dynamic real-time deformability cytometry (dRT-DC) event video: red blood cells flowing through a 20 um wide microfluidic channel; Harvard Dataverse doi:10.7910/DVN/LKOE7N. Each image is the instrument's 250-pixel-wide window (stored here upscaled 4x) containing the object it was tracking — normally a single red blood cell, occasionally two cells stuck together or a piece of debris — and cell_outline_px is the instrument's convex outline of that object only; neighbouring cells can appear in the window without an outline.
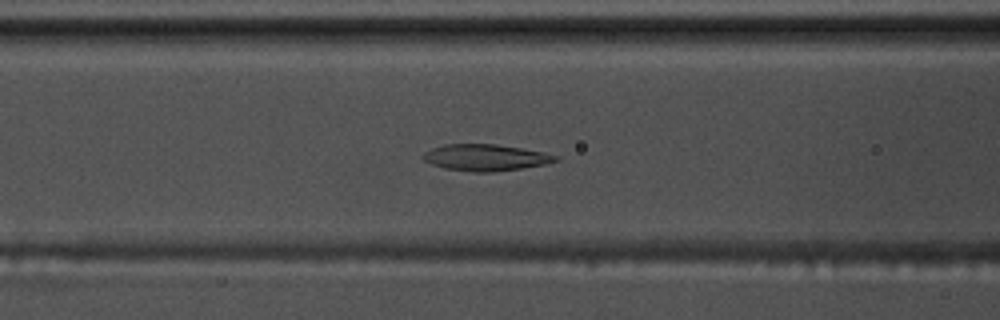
{"species": "common noctule bat (a hibernating species)", "species_latin": "Nyctalus noctula", "temperature_condition": "warm", "stored_images_in_passage": 57, "camera_frame_rate_fps": 3000, "um_per_image_px": 0.085, "animal": {"sex": "male", "body_mass_g": 17.5, "forearm_length_mm": 52.3}, "frame": {"image": 1, "passage_image": 23, "time_ms": 7.333, "image_size_px": [1000, 320], "cell_outline_px": [[560, 160], [544, 164], [520, 168], [492, 172], [472, 172], [444, 168], [432, 164], [424, 160], [420, 156], [424, 152], [432, 148], [444, 144], [496, 144], [544, 152], [560, 156]], "centroid_in_image_um": [41.26, 13.38], "position_along_channel_um": 125.3, "area_um2": 20.46}}
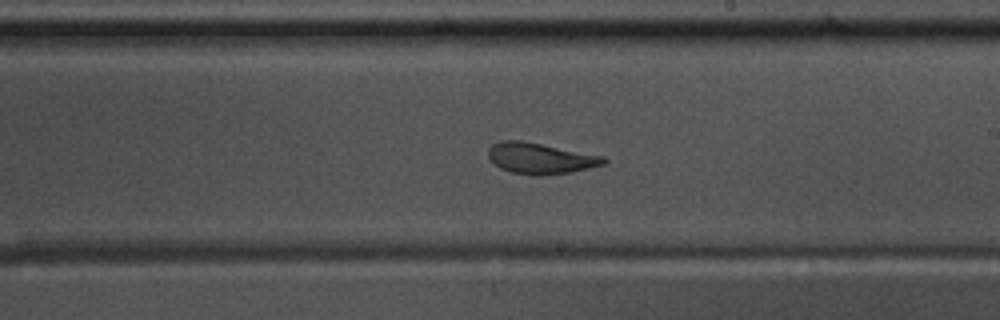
{"frame": {"image": 2, "passage_image": 33, "time_ms": 10.667, "image_size_px": [1000, 320], "cell_outline_px": [[608, 160], [604, 164], [572, 172], [540, 176], [532, 176], [512, 172], [500, 168], [488, 156], [488, 148], [492, 144], [500, 140], [520, 140], [604, 156]], "centroid_in_image_um": [45.92, 13.46], "position_along_channel_um": 243.1, "area_um2": 20.81}}
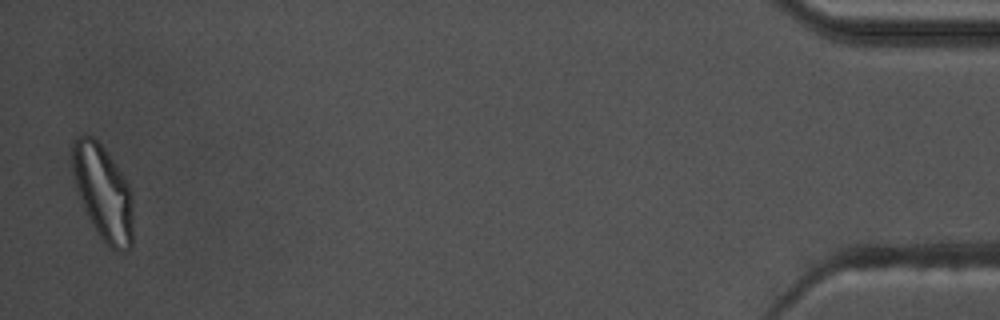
{"frame": {"image": 3, "passage_image": 56, "time_ms": 18.333, "image_size_px": [1000, 320], "cell_outline_px": [[132, 248], [124, 252], [116, 252], [108, 248], [92, 224], [88, 216], [76, 188], [72, 168], [72, 144], [76, 136], [92, 136], [104, 148], [116, 164], [128, 184], [132, 192]], "centroid_in_image_um": [8.78, 16.4], "position_along_channel_um": 426.4, "area_um2": 33.64}, "authors_computed_cell_mechanics": {"area_um2": 22.3108, "velocity_mm_per_s": 3.5518, "shape_relaxation_time_tau1_ms": null, "shape_relaxation_time_tau2_ms": 1.8096, "deformation_change_tau1": null, "deformation_change_tau2": 0.0921}}